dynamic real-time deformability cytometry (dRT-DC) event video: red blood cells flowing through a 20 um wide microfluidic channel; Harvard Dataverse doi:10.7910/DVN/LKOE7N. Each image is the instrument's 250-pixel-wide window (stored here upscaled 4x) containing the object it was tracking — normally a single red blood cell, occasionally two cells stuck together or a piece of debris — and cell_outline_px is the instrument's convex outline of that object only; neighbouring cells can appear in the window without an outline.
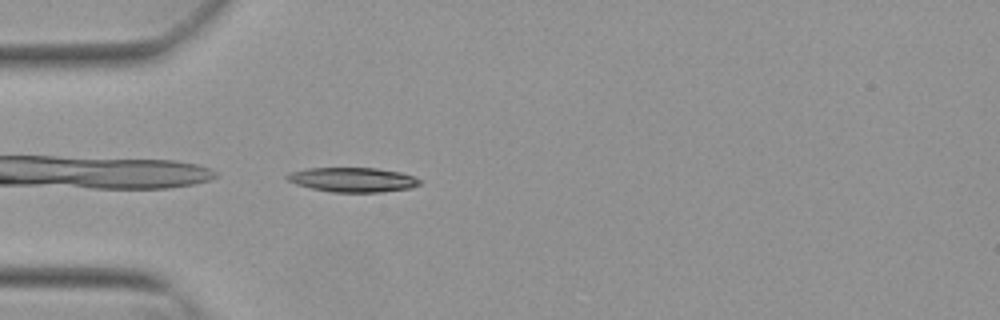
{"species": "Egyptian fruit bat (a non-hibernating species)", "species_latin": "Rousettus aegyptiacus", "temperature_condition": "warm", "stored_images_in_passage": 38, "camera_frame_rate_fps": 3000, "um_per_image_px": 0.085, "animal": {"sex": "female"}, "frame": {"image": 1, "passage_image": 1, "time_ms": 0.0, "image_size_px": [1000, 320], "cell_outline_px": [[420, 184], [412, 188], [380, 192], [332, 192], [312, 188], [296, 184], [288, 180], [284, 176], [288, 172], [308, 168], [376, 168], [400, 172], [412, 176], [420, 180]], "centroid_in_image_um": [29.96, 15.27], "position_along_channel_um": 55.0, "area_um2": 18.9}}
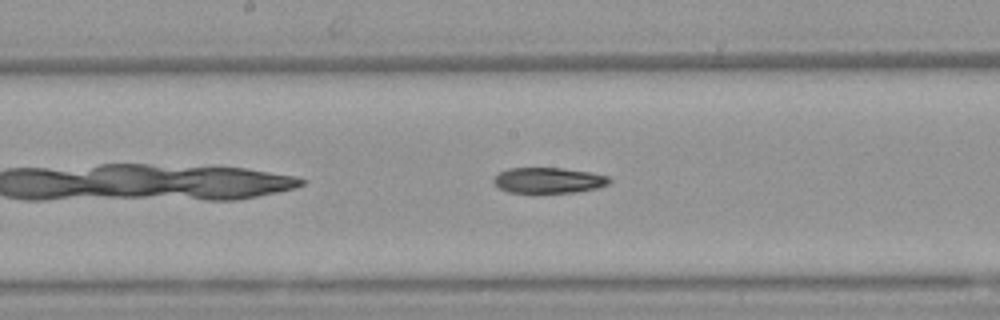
{"frame": {"image": 2, "passage_image": 13, "time_ms": 4.0, "image_size_px": [1000, 320], "cell_outline_px": [[612, 180], [608, 184], [600, 188], [576, 192], [532, 196], [508, 192], [500, 188], [492, 180], [500, 172], [508, 168], [564, 168], [592, 172], [608, 176]], "centroid_in_image_um": [46.63, 15.38], "position_along_channel_um": 201.6, "area_um2": 18.26}}
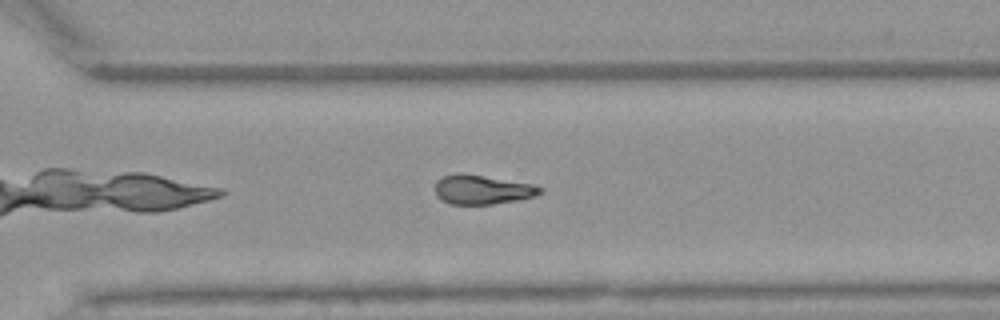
{"frame": {"image": 3, "passage_image": 23, "time_ms": 7.333, "image_size_px": [1000, 320], "cell_outline_px": [[544, 192], [536, 196], [516, 200], [492, 204], [448, 204], [440, 200], [436, 196], [436, 180], [444, 176], [460, 172], [532, 184], [544, 188]], "centroid_in_image_um": [40.98, 16.12], "position_along_channel_um": 329.6, "area_um2": 17.98}, "authors_computed_cell_mechanics": {"area_um2": 18.3226, "velocity_mm_per_s": 3.8526, "shape_relaxation_time_tau1_ms": 6.1052, "shape_relaxation_time_tau2_ms": null, "deformation_change_tau1": 0.1805, "deformation_change_tau2": null}}